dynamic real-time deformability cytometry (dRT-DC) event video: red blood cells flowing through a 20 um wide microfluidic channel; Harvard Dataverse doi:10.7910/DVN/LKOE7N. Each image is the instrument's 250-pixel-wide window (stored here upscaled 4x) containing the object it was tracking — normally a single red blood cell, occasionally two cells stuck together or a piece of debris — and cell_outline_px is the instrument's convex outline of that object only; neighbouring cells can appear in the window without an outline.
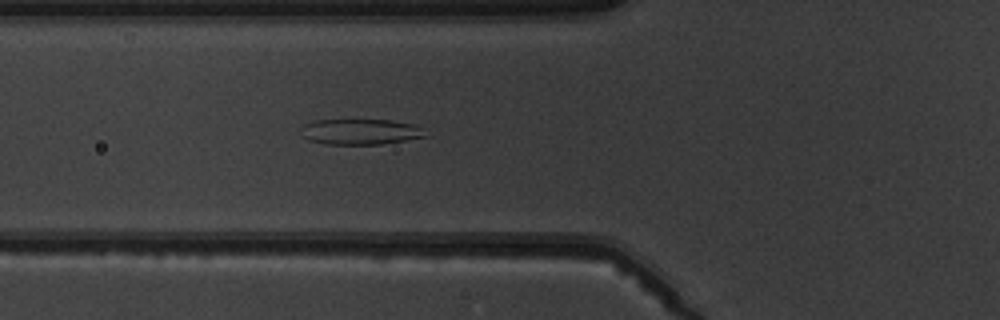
{"species": "common noctule bat (a hibernating species)", "species_latin": "Nyctalus noctula", "temperature_condition": "warm", "stored_images_in_passage": 6, "camera_frame_rate_fps": 3000, "um_per_image_px": 0.085, "animal": {"sex": "male", "body_mass_g": 19.5, "forearm_length_mm": 54.6}, "frame": {"image": 1, "passage_image": 6, "time_ms": 6.333, "image_size_px": [1000, 320], "cell_outline_px": [[424, 136], [404, 140], [380, 144], [324, 144], [308, 140], [304, 136], [300, 128], [304, 124], [312, 120], [392, 120], [412, 124]], "centroid_in_image_um": [30.48, 11.19], "position_along_channel_um": 95.3, "area_um2": 18.09}}